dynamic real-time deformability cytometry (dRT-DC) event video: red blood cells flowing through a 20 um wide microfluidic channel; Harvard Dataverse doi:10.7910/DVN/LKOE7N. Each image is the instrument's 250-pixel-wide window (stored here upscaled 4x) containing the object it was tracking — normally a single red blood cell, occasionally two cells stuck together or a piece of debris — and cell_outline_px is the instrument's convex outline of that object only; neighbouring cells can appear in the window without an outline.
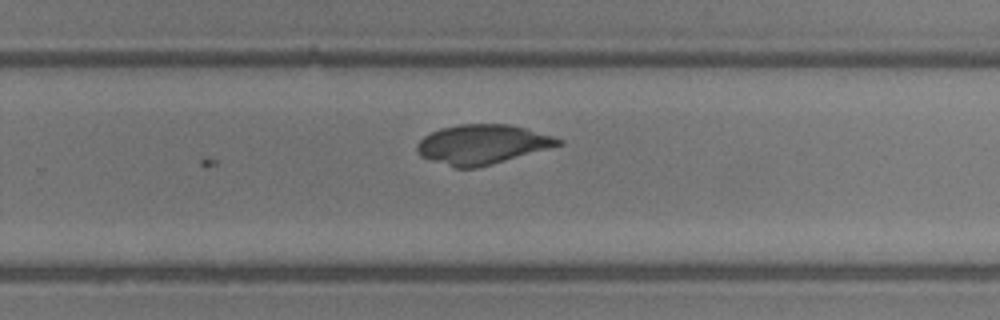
{"species": "common noctule bat (a hibernating species)", "species_latin": "Nyctalus noctula", "temperature_condition": "room temperature", "stored_images_in_passage": 15, "camera_frame_rate_fps": 3000, "um_per_image_px": 0.085, "animal": {"sex": "male", "body_mass_g": 13.3}, "frame": {"image": 1, "passage_image": 15, "time_ms": 4.667, "image_size_px": [1000, 320], "cell_outline_px": [[564, 144], [492, 164], [476, 168], [456, 168], [420, 156], [416, 152], [416, 144], [424, 136], [440, 128], [460, 124], [508, 124], [524, 128], [552, 136], [564, 140]], "centroid_in_image_um": [40.97, 12.27], "position_along_channel_um": 288.8, "area_um2": 32.37}}